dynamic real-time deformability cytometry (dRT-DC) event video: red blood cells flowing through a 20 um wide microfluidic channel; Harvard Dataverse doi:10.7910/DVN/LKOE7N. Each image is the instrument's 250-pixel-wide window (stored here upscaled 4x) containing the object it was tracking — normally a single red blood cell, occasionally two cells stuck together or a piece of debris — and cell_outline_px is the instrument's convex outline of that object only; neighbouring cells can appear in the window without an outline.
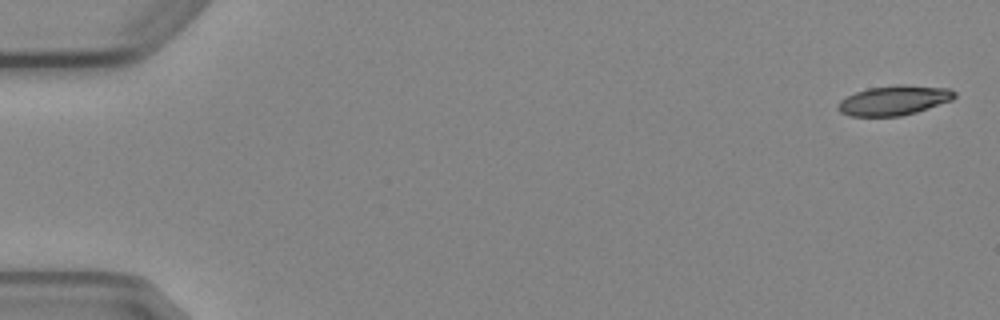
{"species": "Egyptian fruit bat (a non-hibernating species)", "species_latin": "Rousettus aegyptiacus", "temperature_condition": "cold", "stored_images_in_passage": 5, "camera_frame_rate_fps": 3000, "um_per_image_px": 0.085, "animal": {"sex": "female"}, "frame": {"image": 1, "passage_image": 1, "time_ms": 0.0, "image_size_px": [1000, 320], "cell_outline_px": [[956, 96], [952, 100], [916, 112], [900, 116], [848, 116], [840, 112], [836, 108], [836, 104], [840, 100], [856, 92], [868, 88], [896, 84], [904, 84], [948, 88], [956, 92]], "centroid_in_image_um": [75.97, 8.52], "position_along_channel_um": 9.0, "area_um2": 20.29}}
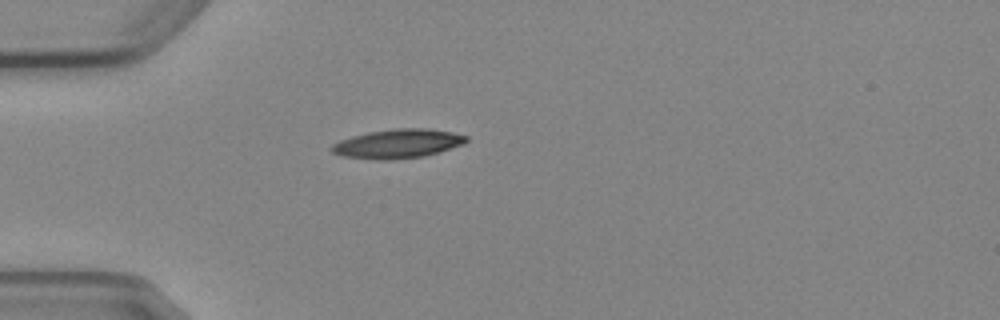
{"frame": {"image": 2, "passage_image": 5, "time_ms": 4.667, "image_size_px": [1000, 320], "cell_outline_px": [[468, 140], [464, 144], [424, 156], [392, 160], [380, 160], [344, 156], [332, 152], [328, 148], [332, 144], [340, 140], [352, 136], [368, 132], [392, 128], [428, 128], [452, 132], [468, 136]], "centroid_in_image_um": [33.8, 12.2], "position_along_channel_um": 51.2, "area_um2": 22.89}}